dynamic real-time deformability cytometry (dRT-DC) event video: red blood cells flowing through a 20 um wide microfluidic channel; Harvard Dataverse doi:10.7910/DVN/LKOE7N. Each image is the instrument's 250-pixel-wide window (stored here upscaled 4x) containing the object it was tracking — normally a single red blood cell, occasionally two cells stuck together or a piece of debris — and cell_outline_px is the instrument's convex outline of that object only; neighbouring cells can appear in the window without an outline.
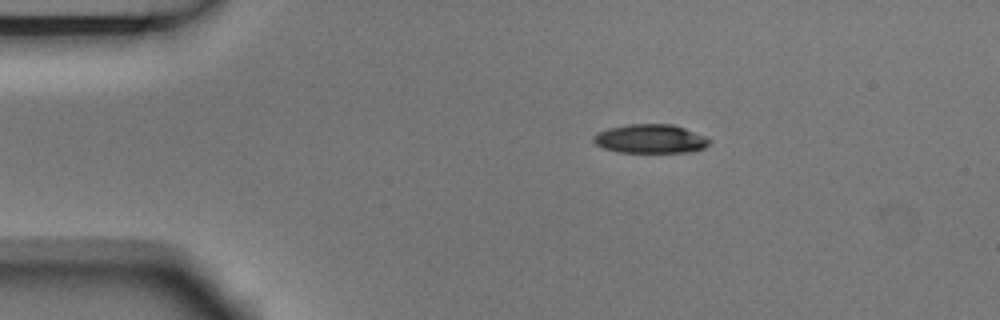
{"species": "Egyptian fruit bat (a non-hibernating species)", "species_latin": "Rousettus aegyptiacus", "temperature_condition": "room temperature", "stored_images_in_passage": 7, "camera_frame_rate_fps": 3000, "um_per_image_px": 0.085, "animal": {"sex": "male"}, "frame": {"image": 1, "passage_image": 1, "time_ms": 0.0, "image_size_px": [1000, 320], "cell_outline_px": [[712, 140], [704, 148], [692, 152], [616, 152], [604, 148], [596, 144], [592, 140], [592, 136], [596, 132], [608, 128], [628, 124], [672, 124], [708, 136]], "centroid_in_image_um": [55.29, 11.79], "position_along_channel_um": 29.7, "area_um2": 19.77}}
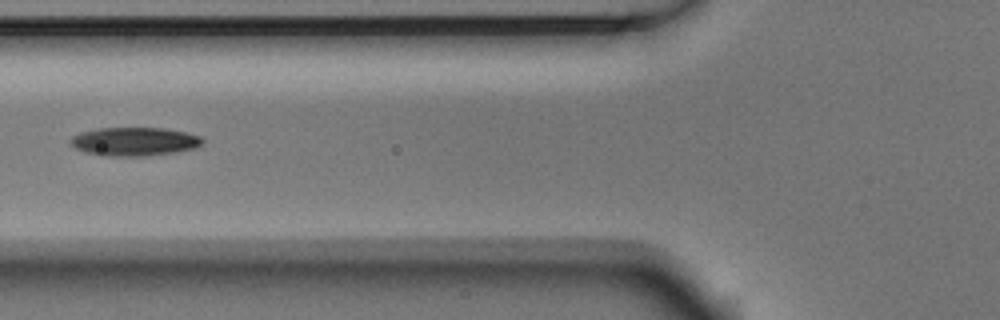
{"frame": {"image": 2, "passage_image": 4, "time_ms": 1.0, "image_size_px": [1000, 320], "cell_outline_px": [[204, 144], [196, 148], [172, 152], [144, 156], [112, 156], [84, 152], [76, 148], [72, 144], [72, 136], [80, 132], [100, 128], [164, 128], [184, 132], [200, 136], [204, 140]], "centroid_in_image_um": [11.46, 12.02], "position_along_channel_um": 114.3, "area_um2": 21.73}}
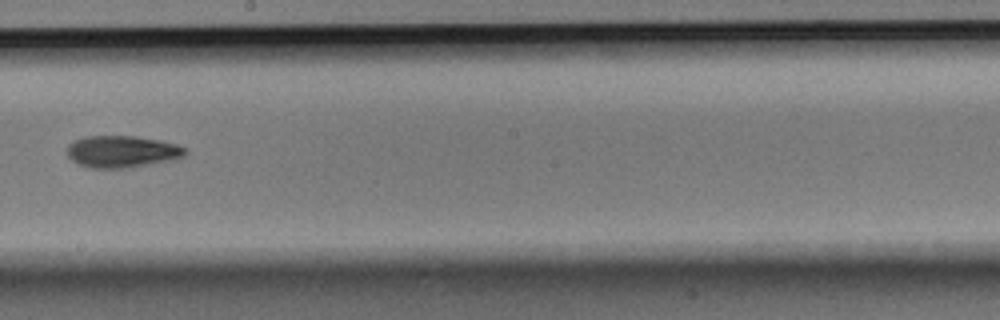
{"frame": {"image": 3, "passage_image": 7, "time_ms": 2.0, "image_size_px": [1000, 320], "cell_outline_px": [[188, 152], [184, 156], [168, 160], [132, 168], [88, 168], [76, 164], [68, 156], [68, 144], [76, 140], [88, 136], [136, 136], [160, 140], [176, 144], [188, 148]], "centroid_in_image_um": [10.38, 12.89], "position_along_channel_um": 237.8, "area_um2": 22.08}}